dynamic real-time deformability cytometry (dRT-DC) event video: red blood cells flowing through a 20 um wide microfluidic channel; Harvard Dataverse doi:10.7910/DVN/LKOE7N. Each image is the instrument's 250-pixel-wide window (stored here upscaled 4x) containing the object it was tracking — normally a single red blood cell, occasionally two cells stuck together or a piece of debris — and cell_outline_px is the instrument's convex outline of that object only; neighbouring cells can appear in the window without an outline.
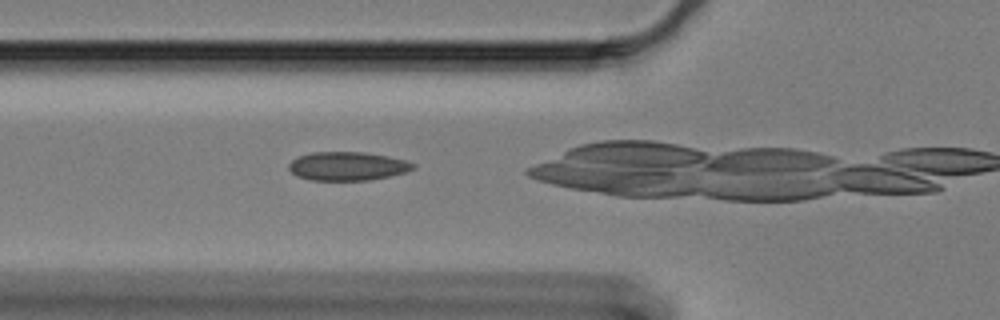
{"species": "Egyptian fruit bat (a non-hibernating species)", "species_latin": "Rousettus aegyptiacus", "temperature_condition": "cold", "stored_images_in_passage": 23, "camera_frame_rate_fps": 3000, "um_per_image_px": 0.085, "animal": {"sex": "female"}, "frame": {"image": 1, "passage_image": 15, "time_ms": 4.667, "image_size_px": [1000, 320], "cell_outline_px": [[416, 168], [404, 172], [388, 176], [368, 180], [312, 180], [296, 176], [288, 168], [288, 164], [292, 160], [300, 156], [312, 152], [364, 152], [388, 156], [404, 160], [416, 164]], "centroid_in_image_um": [29.52, 14.12], "position_along_channel_um": 96.3, "area_um2": 20.63}}
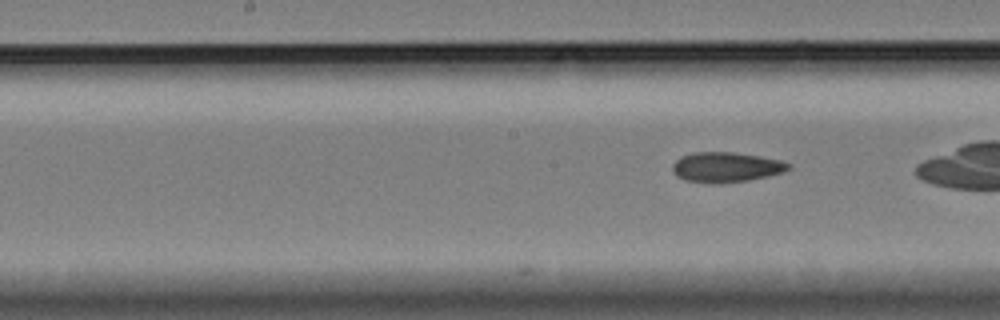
{"frame": {"image": 2, "passage_image": 23, "time_ms": 7.333, "image_size_px": [1000, 320], "cell_outline_px": [[792, 168], [784, 172], [768, 176], [748, 180], [720, 184], [708, 184], [684, 180], [676, 176], [672, 172], [672, 164], [680, 156], [692, 152], [732, 152], [760, 156], [780, 160], [792, 164]], "centroid_in_image_um": [61.69, 14.22], "position_along_channel_um": 186.5, "area_um2": 20.75}}